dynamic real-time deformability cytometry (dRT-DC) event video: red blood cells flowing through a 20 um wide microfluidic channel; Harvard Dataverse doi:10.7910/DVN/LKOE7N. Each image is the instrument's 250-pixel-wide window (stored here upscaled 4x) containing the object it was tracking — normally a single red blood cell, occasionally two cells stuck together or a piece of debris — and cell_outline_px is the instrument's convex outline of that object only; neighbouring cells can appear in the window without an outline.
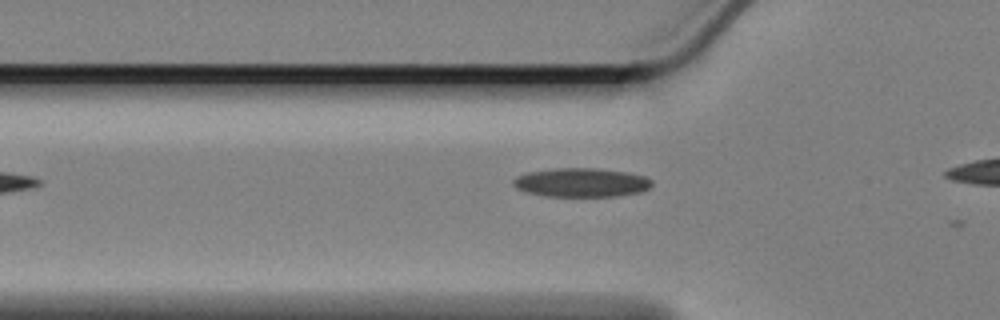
{"species": "Egyptian fruit bat (a non-hibernating species)", "species_latin": "Rousettus aegyptiacus", "temperature_condition": "cold", "stored_images_in_passage": 7, "camera_frame_rate_fps": 3000, "um_per_image_px": 0.085, "animal": {"sex": "female"}, "frame": {"image": 1, "passage_image": 4, "time_ms": 1.0, "image_size_px": [1000, 320], "cell_outline_px": [[652, 184], [648, 188], [640, 192], [620, 196], [544, 196], [528, 192], [516, 188], [512, 184], [512, 180], [516, 176], [528, 172], [556, 168], [596, 168], [628, 172], [644, 176], [652, 180]], "centroid_in_image_um": [49.41, 15.51], "position_along_channel_um": 76.4, "area_um2": 23.41}}